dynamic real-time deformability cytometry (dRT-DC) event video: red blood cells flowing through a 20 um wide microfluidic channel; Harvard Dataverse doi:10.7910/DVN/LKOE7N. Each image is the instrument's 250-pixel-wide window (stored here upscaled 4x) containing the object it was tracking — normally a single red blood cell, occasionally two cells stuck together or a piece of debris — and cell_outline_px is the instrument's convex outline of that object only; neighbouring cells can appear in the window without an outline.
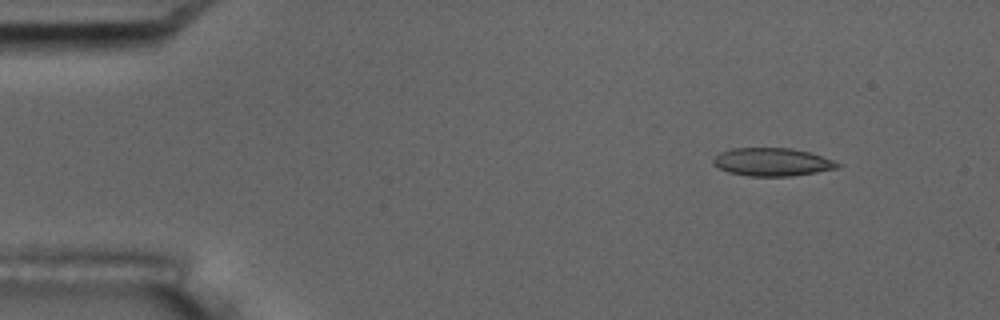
{"species": "common noctule bat (a hibernating species)", "species_latin": "Nyctalus noctula", "temperature_condition": "room temperature", "stored_images_in_passage": 5, "camera_frame_rate_fps": 3000, "um_per_image_px": 0.085, "animal": {"sex": "male", "body_mass_g": 17.5, "forearm_length_mm": 52.3}, "frame": {"image": 1, "passage_image": 2, "time_ms": 1.0, "image_size_px": [1000, 320], "cell_outline_px": [[844, 164], [840, 168], [792, 176], [748, 176], [728, 172], [712, 164], [712, 160], [720, 152], [732, 148], [792, 148], [808, 152]], "centroid_in_image_um": [65.64, 13.77], "position_along_channel_um": 19.4, "area_um2": 20.35}}